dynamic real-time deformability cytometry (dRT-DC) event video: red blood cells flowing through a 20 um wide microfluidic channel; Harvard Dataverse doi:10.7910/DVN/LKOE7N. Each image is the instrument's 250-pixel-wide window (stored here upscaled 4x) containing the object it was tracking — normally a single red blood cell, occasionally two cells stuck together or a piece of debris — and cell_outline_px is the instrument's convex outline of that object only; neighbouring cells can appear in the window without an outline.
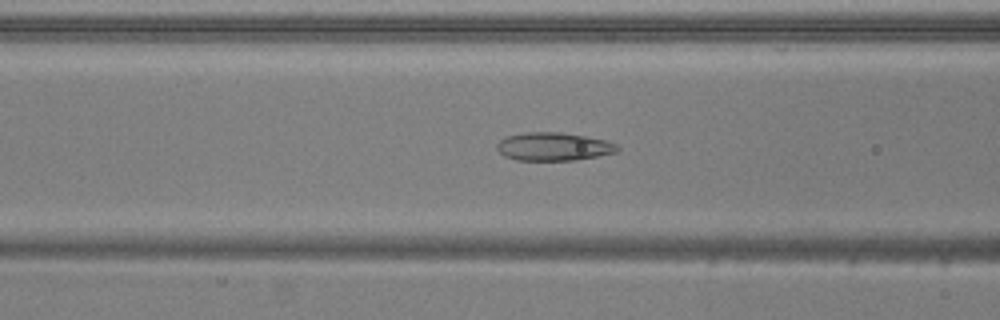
{"species": "common noctule bat (a hibernating species)", "species_latin": "Nyctalus noctula", "temperature_condition": "warm", "stored_images_in_passage": 51, "camera_frame_rate_fps": 3000, "um_per_image_px": 0.085, "animal": {"sex": "male", "body_mass_g": 20.5, "forearm_length_mm": 52.5}, "frame": {"image": 1, "passage_image": 19, "time_ms": 6.0, "image_size_px": [1000, 320], "cell_outline_px": [[620, 152], [576, 160], [516, 160], [504, 156], [496, 148], [496, 144], [500, 140], [508, 136], [524, 132], [560, 132], [584, 136], [604, 140], [616, 144], [620, 148]], "centroid_in_image_um": [47.06, 12.46], "position_along_channel_um": 119.5, "area_um2": 19.83}}
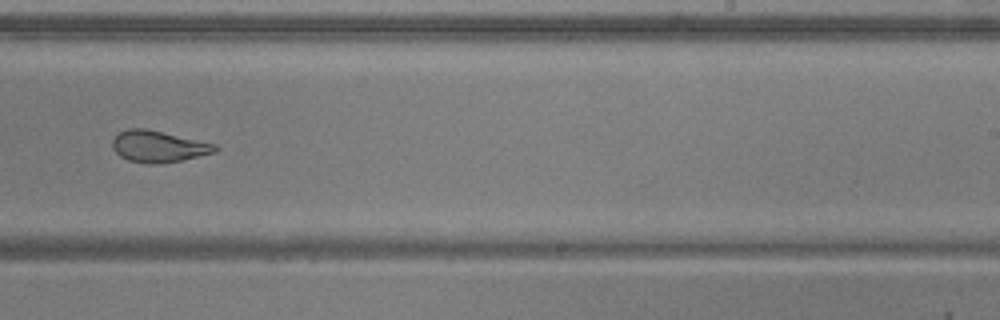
{"frame": {"image": 2, "passage_image": 31, "time_ms": 10.0, "image_size_px": [1000, 320], "cell_outline_px": [[220, 148], [216, 152], [180, 160], [156, 164], [148, 164], [128, 160], [120, 156], [112, 148], [112, 140], [120, 132], [128, 128], [144, 128], [216, 144]], "centroid_in_image_um": [13.45, 12.45], "position_along_channel_um": 275.5, "area_um2": 18.67}}
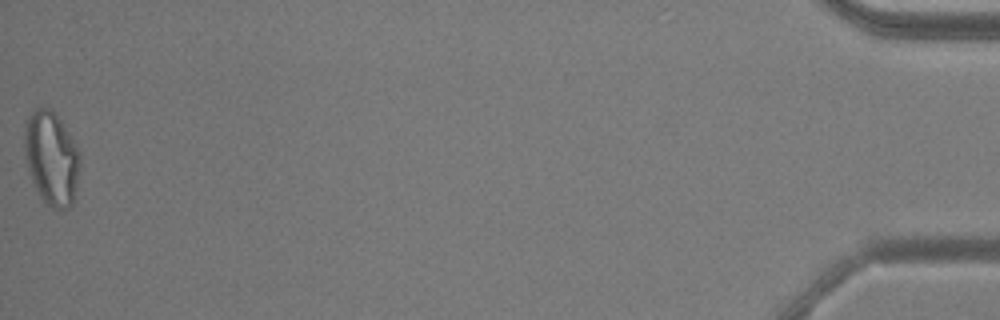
{"frame": {"image": 3, "passage_image": 51, "time_ms": 16.667, "image_size_px": [1000, 320], "cell_outline_px": [[80, 164], [76, 188], [72, 204], [68, 208], [60, 212], [52, 208], [40, 196], [28, 172], [24, 148], [24, 124], [32, 108], [52, 108], [60, 120], [80, 152]], "centroid_in_image_um": [4.36, 13.44], "position_along_channel_um": 430.8, "area_um2": 30.52}, "authors_computed_cell_mechanics": {"area_um2": 23.2934, "velocity_mm_per_s": 3.8984, "shape_relaxation_time_tau1_ms": null, "shape_relaxation_time_tau2_ms": 1.31, "deformation_change_tau1": null, "deformation_change_tau2": 0.0726}}